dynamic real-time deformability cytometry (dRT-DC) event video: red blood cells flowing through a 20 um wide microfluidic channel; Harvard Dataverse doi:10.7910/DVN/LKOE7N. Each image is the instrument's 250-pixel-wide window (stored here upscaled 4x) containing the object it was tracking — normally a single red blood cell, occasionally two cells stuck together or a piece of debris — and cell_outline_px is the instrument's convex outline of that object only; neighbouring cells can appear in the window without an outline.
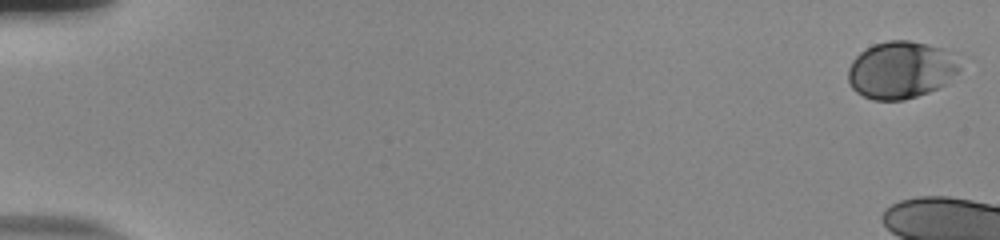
{"species": "human", "species_latin": "Homo sapiens", "temperature_condition": "room temperature", "stored_images_in_passage": 13, "camera_frame_rate_fps": 3000, "um_per_image_px": 0.085, "donor": {"sex": "male"}, "frame": {"image": 1, "passage_image": 1, "time_ms": 0.0, "image_size_px": [1000, 240], "cell_outline_px": [[960, 68], [944, 84], [928, 92], [904, 100], [872, 100], [856, 92], [852, 88], [848, 80], [848, 68], [852, 60], [860, 52], [872, 44], [888, 40], [908, 40], [928, 44], [940, 48]], "centroid_in_image_um": [76.46, 5.95], "position_along_channel_um": 8.5, "area_um2": 36.53}}